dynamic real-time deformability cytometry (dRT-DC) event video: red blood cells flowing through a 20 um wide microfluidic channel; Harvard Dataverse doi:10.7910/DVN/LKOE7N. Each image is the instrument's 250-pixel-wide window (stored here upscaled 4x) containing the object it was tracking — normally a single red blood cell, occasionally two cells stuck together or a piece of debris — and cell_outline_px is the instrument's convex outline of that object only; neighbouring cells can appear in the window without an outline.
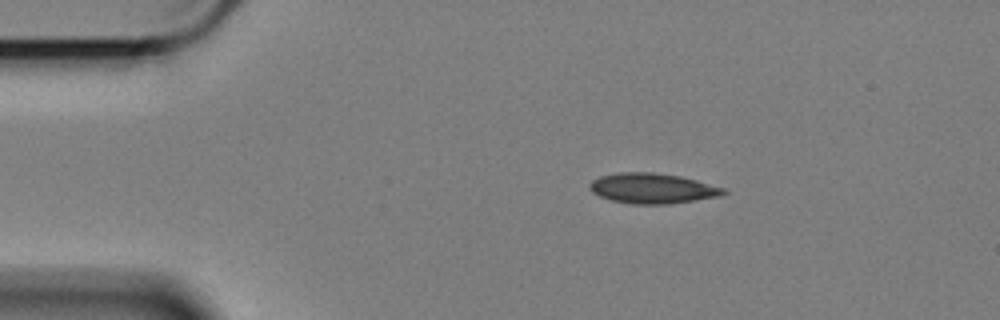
{"species": "Egyptian fruit bat (a non-hibernating species)", "species_latin": "Rousettus aegyptiacus", "temperature_condition": "cold", "stored_images_in_passage": 49, "camera_frame_rate_fps": 3000, "um_per_image_px": 0.085, "animal": {"sex": "female"}, "frame": {"image": 1, "passage_image": 1, "time_ms": 0.0, "image_size_px": [1000, 320], "cell_outline_px": [[728, 192], [720, 196], [696, 200], [668, 204], [632, 204], [612, 200], [600, 196], [592, 192], [588, 188], [588, 184], [592, 180], [600, 176], [620, 172], [652, 172], [680, 176], [696, 180], [724, 188]], "centroid_in_image_um": [55.44, 16.01], "position_along_channel_um": 29.6, "area_um2": 23.58}}
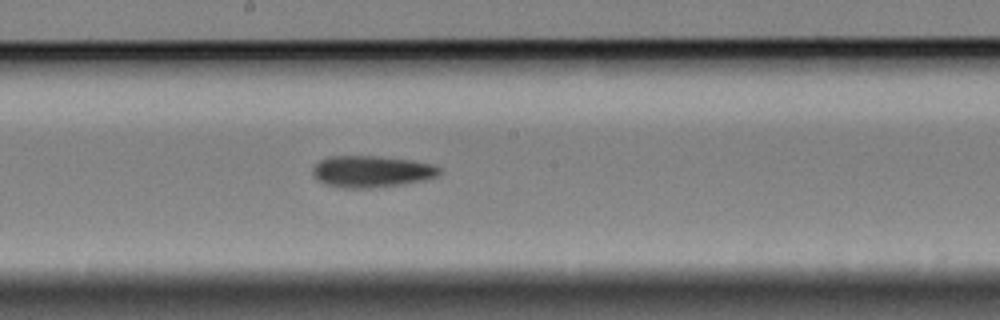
{"frame": {"image": 2, "passage_image": 22, "time_ms": 7.0, "image_size_px": [1000, 320], "cell_outline_px": [[440, 172], [436, 176], [424, 180], [400, 184], [372, 188], [344, 188], [324, 184], [316, 180], [312, 172], [312, 168], [320, 160], [328, 156], [380, 156], [412, 160], [432, 164], [440, 168]], "centroid_in_image_um": [31.54, 14.57], "position_along_channel_um": 216.7, "area_um2": 23.41}}
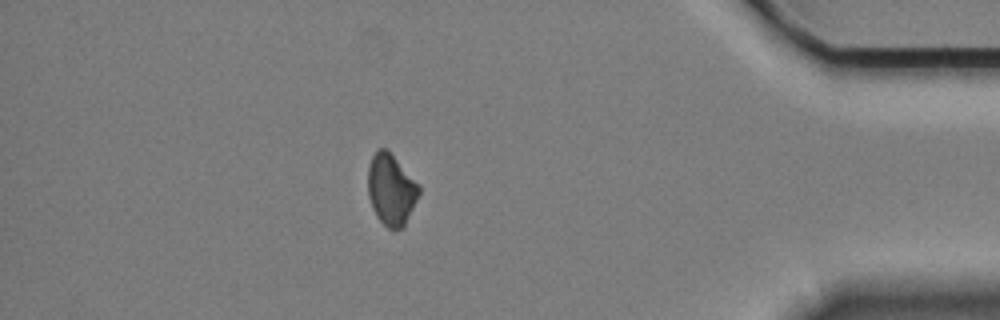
{"frame": {"image": 3, "passage_image": 42, "time_ms": 13.667, "image_size_px": [1000, 320], "cell_outline_px": [[420, 192], [404, 224], [400, 228], [392, 232], [376, 216], [372, 208], [368, 196], [368, 164], [376, 148], [388, 148], [420, 184]], "centroid_in_image_um": [33.23, 16.06], "position_along_channel_um": 402.0, "area_um2": 21.5}, "authors_computed_cell_mechanics": {"area_um2": 22.3686, "velocity_mm_per_s": 3.378, "shape_relaxation_time_tau1_ms": 10.4945, "shape_relaxation_time_tau2_ms": null, "deformation_change_tau1": 0.1435, "deformation_change_tau2": null}}